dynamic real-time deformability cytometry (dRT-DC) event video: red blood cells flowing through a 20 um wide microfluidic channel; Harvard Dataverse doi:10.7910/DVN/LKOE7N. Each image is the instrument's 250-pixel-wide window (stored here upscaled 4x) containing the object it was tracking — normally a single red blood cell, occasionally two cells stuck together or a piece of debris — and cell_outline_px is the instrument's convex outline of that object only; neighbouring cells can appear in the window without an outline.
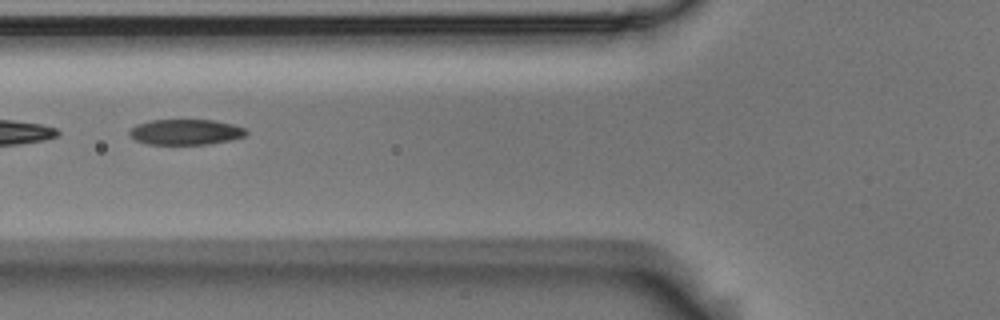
{"species": "Egyptian fruit bat (a non-hibernating species)", "species_latin": "Rousettus aegyptiacus", "temperature_condition": "room temperature", "stored_images_in_passage": 10, "camera_frame_rate_fps": 3000, "um_per_image_px": 0.085, "animal": {"sex": "male"}, "frame": {"image": 1, "passage_image": 5, "time_ms": 1.333, "image_size_px": [1000, 320], "cell_outline_px": [[248, 132], [244, 136], [232, 140], [208, 144], [148, 144], [136, 140], [128, 136], [128, 132], [136, 124], [152, 120], [216, 120], [232, 124], [244, 128]], "centroid_in_image_um": [15.77, 11.22], "position_along_channel_um": 110.0, "area_um2": 17.4}}
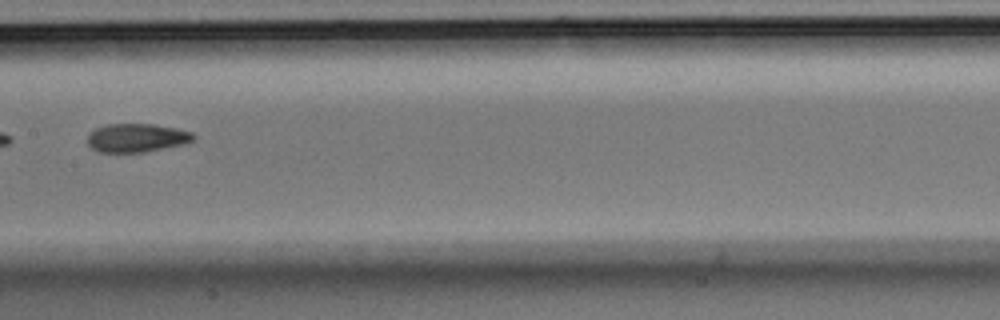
{"frame": {"image": 2, "passage_image": 7, "time_ms": 2.0, "image_size_px": [1000, 320], "cell_outline_px": [[196, 136], [192, 140], [184, 144], [144, 152], [100, 152], [92, 148], [88, 144], [88, 136], [96, 128], [108, 124], [152, 124], [176, 128], [192, 132]], "centroid_in_image_um": [11.63, 11.71], "position_along_channel_um": 195.8, "area_um2": 17.46}}
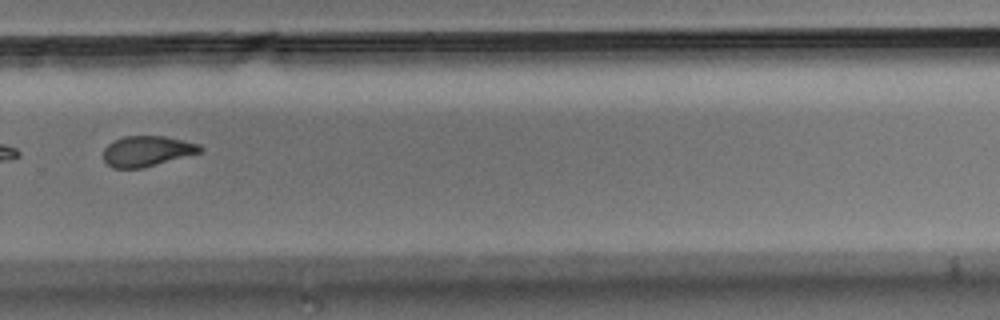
{"frame": {"image": 3, "passage_image": 10, "time_ms": 3.0, "image_size_px": [1000, 320], "cell_outline_px": [[204, 148], [200, 152], [140, 168], [112, 168], [104, 160], [104, 148], [108, 144], [124, 136], [164, 136], [200, 144]], "centroid_in_image_um": [12.48, 12.83], "position_along_channel_um": 317.3, "area_um2": 16.82}}